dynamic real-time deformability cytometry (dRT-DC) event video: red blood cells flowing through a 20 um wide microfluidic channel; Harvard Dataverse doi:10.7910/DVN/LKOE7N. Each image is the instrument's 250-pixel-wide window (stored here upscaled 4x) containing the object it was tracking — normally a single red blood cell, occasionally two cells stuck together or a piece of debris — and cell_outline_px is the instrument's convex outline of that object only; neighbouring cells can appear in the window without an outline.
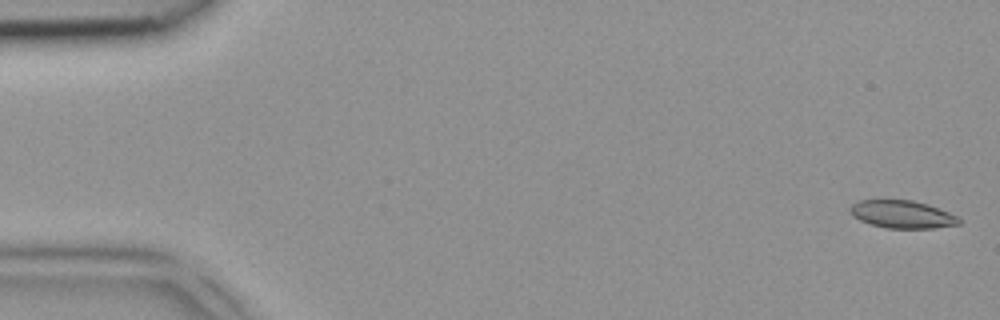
{"species": "common noctule bat (a hibernating species)", "species_latin": "Nyctalus noctula", "temperature_condition": "room temperature", "stored_images_in_passage": 5, "camera_frame_rate_fps": 3000, "um_per_image_px": 0.085, "animal": {"sex": "female", "body_mass_g": 18.4}, "frame": {"image": 1, "passage_image": 1, "time_ms": 0.0, "image_size_px": [1000, 320], "cell_outline_px": [[960, 224], [932, 228], [888, 228], [872, 224], [860, 220], [848, 208], [852, 204], [860, 200], [912, 200], [928, 204], [960, 216]], "centroid_in_image_um": [76.74, 18.21], "position_along_channel_um": 8.3, "area_um2": 17.46}}